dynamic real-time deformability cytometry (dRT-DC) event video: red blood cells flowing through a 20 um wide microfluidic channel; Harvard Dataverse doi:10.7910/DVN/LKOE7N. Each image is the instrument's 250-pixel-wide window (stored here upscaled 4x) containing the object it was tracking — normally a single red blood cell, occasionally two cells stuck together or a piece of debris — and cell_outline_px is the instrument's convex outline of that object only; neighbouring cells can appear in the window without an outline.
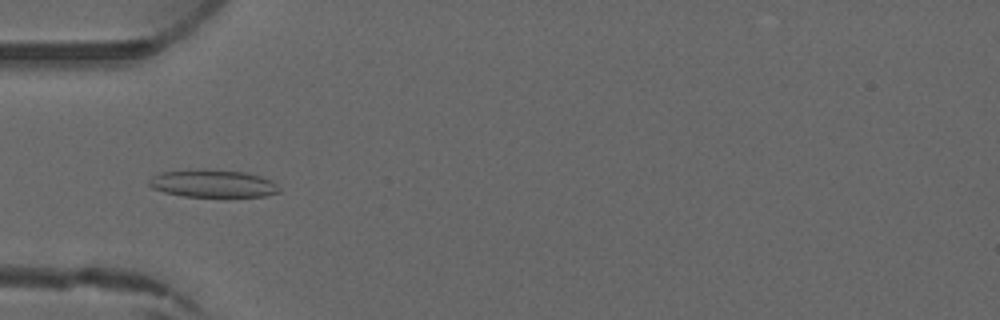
{"species": "common noctule bat (a hibernating species)", "species_latin": "Nyctalus noctula", "temperature_condition": "warm", "stored_images_in_passage": 4, "camera_frame_rate_fps": 3000, "um_per_image_px": 0.085, "animal": {"sex": "male", "forearm_length_mm": 52.5}, "frame": {"image": 1, "passage_image": 4, "time_ms": 4.667, "image_size_px": [1000, 320], "cell_outline_px": [[280, 192], [264, 196], [184, 196], [164, 192], [152, 188], [148, 184], [148, 180], [152, 176], [160, 172], [200, 168], [204, 168], [244, 172], [260, 176], [272, 180], [280, 188]], "centroid_in_image_um": [18.07, 15.58], "position_along_channel_um": 66.9, "area_um2": 21.1}}